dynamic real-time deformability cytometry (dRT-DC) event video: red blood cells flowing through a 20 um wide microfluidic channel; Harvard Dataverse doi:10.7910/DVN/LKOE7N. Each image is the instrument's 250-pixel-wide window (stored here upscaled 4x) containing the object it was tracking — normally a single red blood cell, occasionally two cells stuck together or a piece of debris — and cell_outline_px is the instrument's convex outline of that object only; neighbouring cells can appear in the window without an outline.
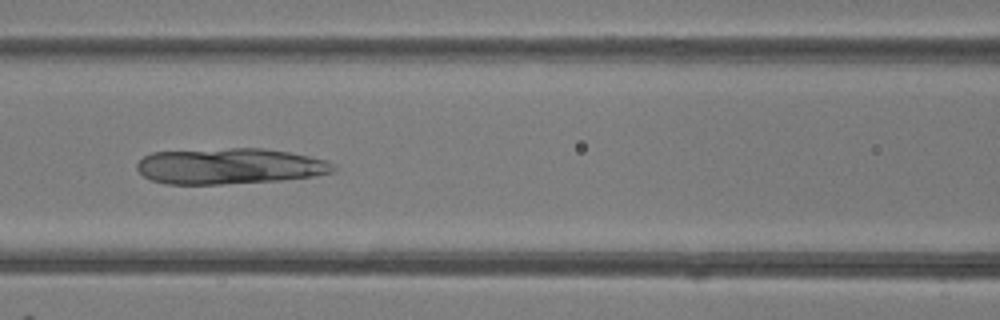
{"species": "common noctule bat (a hibernating species)", "species_latin": "Nyctalus noctula", "temperature_condition": "room temperature", "stored_images_in_passage": 32, "camera_frame_rate_fps": 3000, "um_per_image_px": 0.085, "animal": {"sex": "female"}, "frame": {"image": 1, "passage_image": 20, "time_ms": 6.333, "image_size_px": [1000, 320], "cell_outline_px": [[336, 168], [332, 172], [312, 176], [280, 180], [220, 184], [168, 184], [152, 180], [144, 176], [136, 168], [136, 164], [144, 156], [152, 152], [228, 148], [264, 148], [288, 152], [328, 160]], "centroid_in_image_um": [19.49, 14.12], "position_along_channel_um": 147.1, "area_um2": 40.92}}
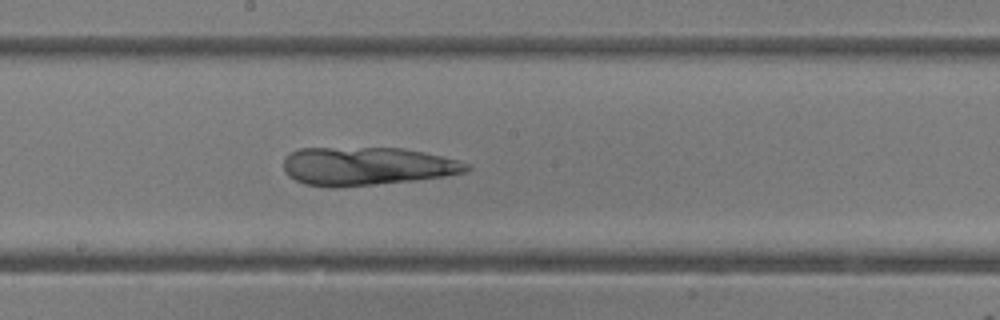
{"frame": {"image": 2, "passage_image": 25, "time_ms": 8.0, "image_size_px": [1000, 320], "cell_outline_px": [[472, 168], [464, 172], [444, 176], [416, 180], [340, 188], [328, 188], [304, 184], [288, 176], [284, 172], [284, 160], [292, 152], [300, 148], [404, 148], [424, 152], [456, 160], [468, 164]], "centroid_in_image_um": [31.14, 14.14], "position_along_channel_um": 217.1, "area_um2": 40.92}}
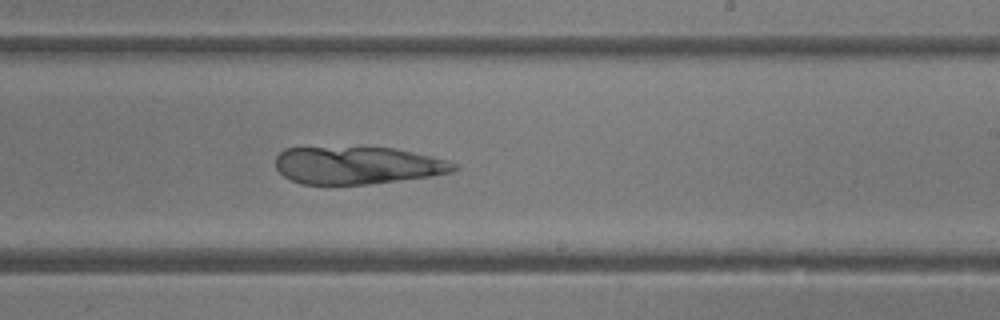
{"frame": {"image": 3, "passage_image": 28, "time_ms": 9.0, "image_size_px": [1000, 320], "cell_outline_px": [[460, 168], [452, 172], [432, 176], [368, 184], [332, 188], [300, 184], [284, 176], [276, 168], [276, 156], [284, 148], [396, 148], [432, 156], [448, 160], [460, 164]], "centroid_in_image_um": [30.39, 14.1], "position_along_channel_um": 258.6, "area_um2": 39.94}}